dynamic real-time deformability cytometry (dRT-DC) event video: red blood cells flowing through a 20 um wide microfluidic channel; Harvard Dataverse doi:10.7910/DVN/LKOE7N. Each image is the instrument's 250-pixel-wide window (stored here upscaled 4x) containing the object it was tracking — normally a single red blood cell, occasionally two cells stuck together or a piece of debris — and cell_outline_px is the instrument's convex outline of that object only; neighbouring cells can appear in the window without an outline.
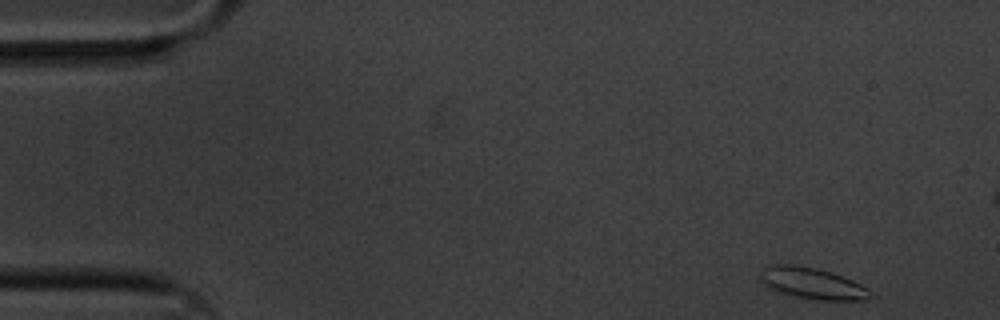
{"species": "common noctule bat (a hibernating species)", "species_latin": "Nyctalus noctula", "temperature_condition": "cold", "stored_images_in_passage": 8, "camera_frame_rate_fps": 3000, "um_per_image_px": 0.085, "animal": {"sex": "male", "body_mass_g": 20.1, "forearm_length_mm": 53.5}, "frame": {"image": 1, "passage_image": 1, "time_ms": 0.0, "image_size_px": [1000, 320], "cell_outline_px": [[876, 296], [864, 300], [816, 300], [776, 292], [764, 284], [760, 280], [760, 268], [768, 264], [792, 264], [816, 268], [852, 280], [868, 288]], "centroid_in_image_um": [69.01, 24.08], "position_along_channel_um": 16.0, "area_um2": 20.29}}